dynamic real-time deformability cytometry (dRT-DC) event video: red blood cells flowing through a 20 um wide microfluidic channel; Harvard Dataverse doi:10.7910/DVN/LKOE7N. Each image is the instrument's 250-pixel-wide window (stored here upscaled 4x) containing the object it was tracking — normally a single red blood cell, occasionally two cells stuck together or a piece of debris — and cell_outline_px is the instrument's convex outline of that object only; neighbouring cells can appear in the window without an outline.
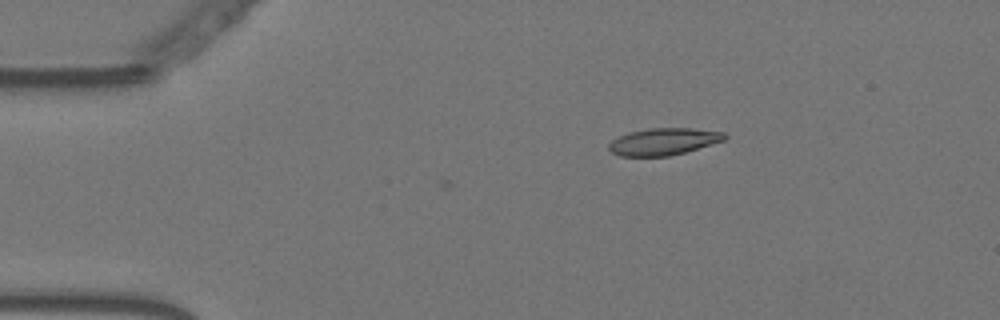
{"species": "Egyptian fruit bat (a non-hibernating species)", "species_latin": "Rousettus aegyptiacus", "temperature_condition": "warm", "stored_images_in_passage": 4, "camera_frame_rate_fps": 3000, "um_per_image_px": 0.085, "animal": {"sex": "female"}, "frame": {"image": 1, "passage_image": 1, "time_ms": 0.0, "image_size_px": [1000, 320], "cell_outline_px": [[728, 136], [724, 140], [684, 152], [668, 156], [620, 156], [612, 152], [608, 148], [608, 144], [612, 140], [628, 132], [652, 128], [692, 128], [724, 132]], "centroid_in_image_um": [56.39, 12.03], "position_along_channel_um": 28.6, "area_um2": 18.03}}